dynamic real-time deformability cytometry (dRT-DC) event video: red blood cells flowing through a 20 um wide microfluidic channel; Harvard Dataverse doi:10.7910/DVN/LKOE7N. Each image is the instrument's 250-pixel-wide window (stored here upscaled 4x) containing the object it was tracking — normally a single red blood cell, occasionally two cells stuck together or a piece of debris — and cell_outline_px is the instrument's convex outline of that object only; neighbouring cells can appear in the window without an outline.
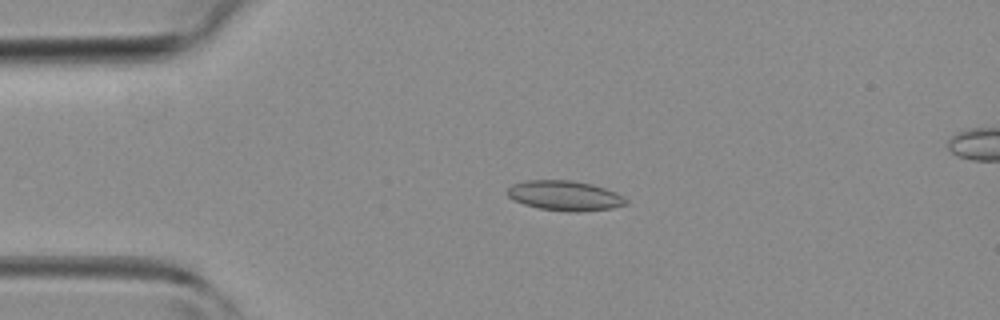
{"species": "common noctule bat (a hibernating species)", "species_latin": "Nyctalus noctula", "temperature_condition": "room temperature", "stored_images_in_passage": 38, "segment_of_instrument_passage": [1, 2], "camera_frame_rate_fps": 3000, "um_per_image_px": 0.085, "animal": {"sex": "female", "body_mass_g": 19.3, "forearm_length_mm": 54.1}, "frame": {"image": 1, "passage_image": 3, "time_ms": 0.667, "image_size_px": [1000, 320], "cell_outline_px": [[628, 204], [612, 208], [580, 212], [568, 212], [540, 208], [524, 204], [512, 200], [508, 196], [508, 188], [512, 184], [528, 180], [572, 180], [592, 184], [616, 192], [628, 200]], "centroid_in_image_um": [48.02, 16.63], "position_along_channel_um": 37.0, "area_um2": 20.75}}
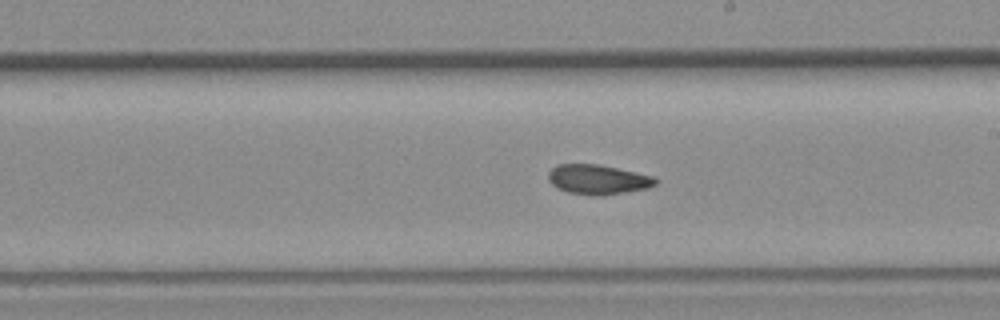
{"frame": {"image": 2, "passage_image": 18, "time_ms": 5.667, "image_size_px": [1000, 320], "cell_outline_px": [[660, 180], [656, 184], [648, 188], [600, 196], [596, 196], [568, 192], [556, 188], [548, 180], [548, 172], [556, 164], [600, 164], [636, 172], [652, 176]], "centroid_in_image_um": [50.81, 15.25], "position_along_channel_um": 238.2, "area_um2": 18.67}}
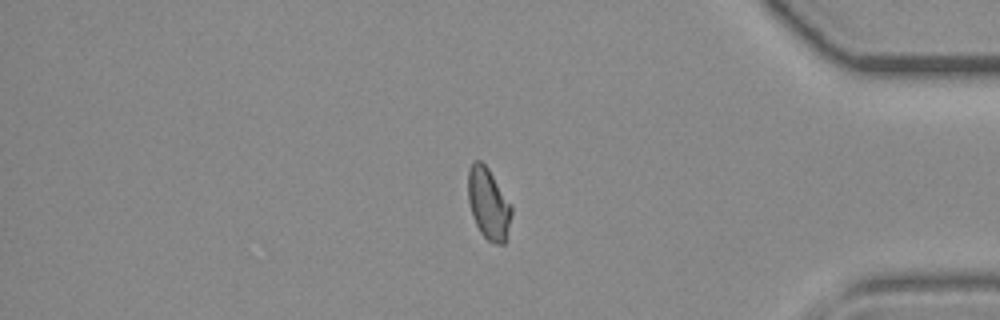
{"frame": {"image": 3, "passage_image": 30, "time_ms": 9.667, "image_size_px": [1000, 320], "cell_outline_px": [[512, 216], [508, 240], [504, 244], [496, 244], [488, 240], [480, 232], [472, 216], [468, 200], [468, 168], [476, 160], [480, 160], [488, 168], [512, 208]], "centroid_in_image_um": [41.53, 17.37], "position_along_channel_um": 393.7, "area_um2": 18.09}}